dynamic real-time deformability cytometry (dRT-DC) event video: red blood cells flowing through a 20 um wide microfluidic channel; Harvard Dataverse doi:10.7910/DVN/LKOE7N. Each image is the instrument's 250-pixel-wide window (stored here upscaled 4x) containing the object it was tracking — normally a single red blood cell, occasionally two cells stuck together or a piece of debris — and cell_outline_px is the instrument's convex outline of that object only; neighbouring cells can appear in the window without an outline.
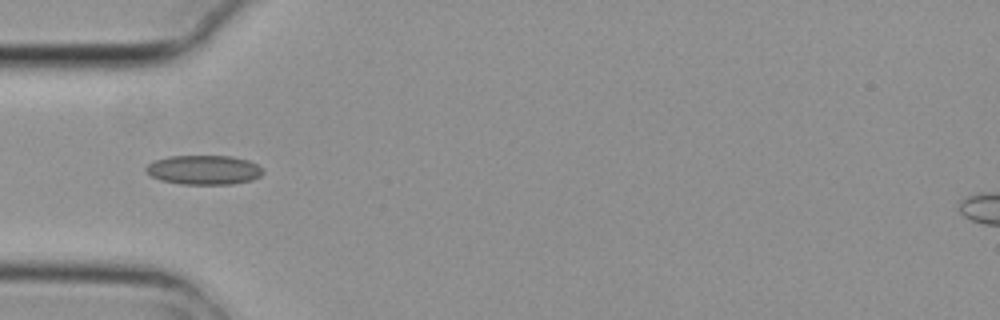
{"species": "common noctule bat (a hibernating species)", "species_latin": "Nyctalus noctula", "temperature_condition": "cold", "stored_images_in_passage": 7, "camera_frame_rate_fps": 3000, "um_per_image_px": 0.085, "animal": {"sex": "female", "body_mass_g": 29.2, "forearm_length_mm": 56.3}, "frame": {"image": 1, "passage_image": 5, "time_ms": 1.333, "image_size_px": [1000, 320], "cell_outline_px": [[264, 172], [260, 176], [252, 180], [232, 184], [180, 184], [160, 180], [152, 176], [144, 168], [148, 164], [156, 160], [168, 156], [232, 156], [248, 160], [264, 168]], "centroid_in_image_um": [17.36, 14.44], "position_along_channel_um": 67.6, "area_um2": 20.06}}
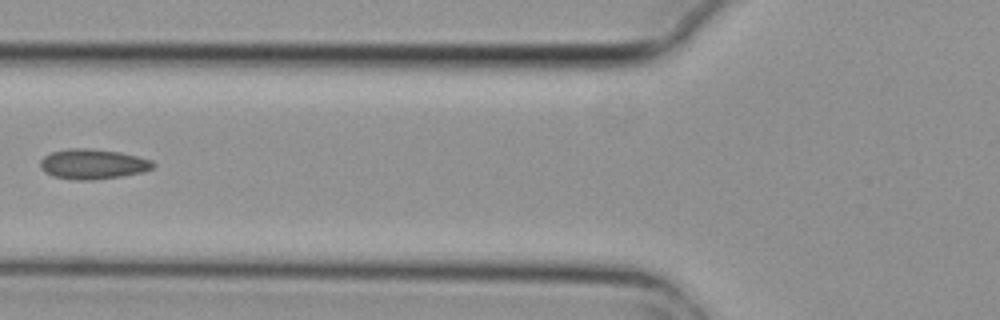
{"frame": {"image": 2, "passage_image": 6, "time_ms": 1.667, "image_size_px": [1000, 320], "cell_outline_px": [[156, 164], [152, 168], [144, 172], [120, 176], [92, 180], [72, 180], [52, 176], [44, 172], [40, 168], [40, 160], [44, 156], [52, 152], [72, 148], [88, 148], [120, 152], [152, 160]], "centroid_in_image_um": [7.87, 13.95], "position_along_channel_um": 117.9, "area_um2": 19.83}}
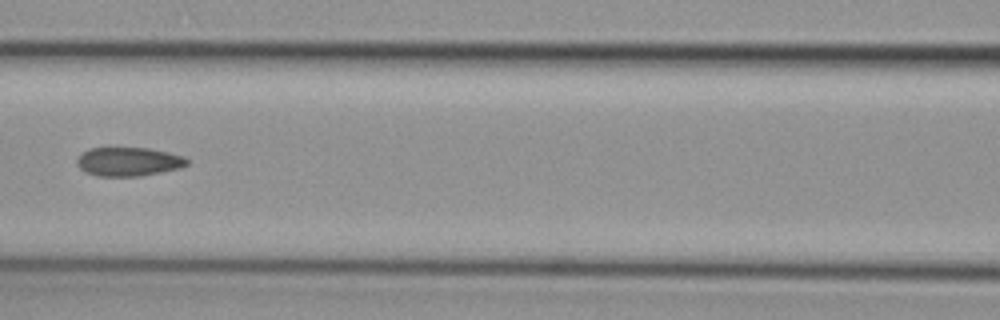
{"frame": {"image": 3, "passage_image": 7, "time_ms": 2.0, "image_size_px": [1000, 320], "cell_outline_px": [[188, 164], [180, 168], [140, 176], [96, 176], [84, 172], [76, 164], [76, 160], [84, 152], [92, 148], [148, 148], [168, 152], [184, 156], [188, 160]], "centroid_in_image_um": [10.93, 13.75], "position_along_channel_um": 155.7, "area_um2": 18.44}}